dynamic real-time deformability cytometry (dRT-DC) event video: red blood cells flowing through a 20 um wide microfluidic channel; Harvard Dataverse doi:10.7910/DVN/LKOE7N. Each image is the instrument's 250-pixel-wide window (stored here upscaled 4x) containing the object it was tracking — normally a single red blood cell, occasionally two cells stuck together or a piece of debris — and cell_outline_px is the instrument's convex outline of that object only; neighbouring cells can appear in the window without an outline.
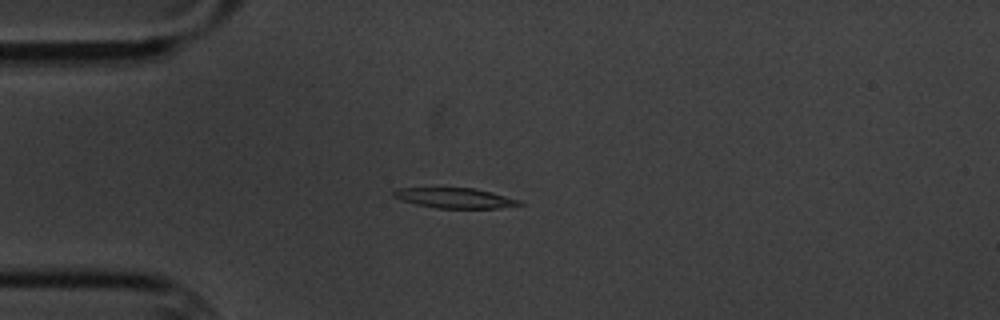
{"species": "common noctule bat (a hibernating species)", "species_latin": "Nyctalus noctula", "temperature_condition": "cold", "stored_images_in_passage": 5, "camera_frame_rate_fps": 3000, "um_per_image_px": 0.085, "animal": {"sex": "male", "body_mass_g": 20.1, "forearm_length_mm": 53.5}, "frame": {"image": 1, "passage_image": 4, "time_ms": 3.333, "image_size_px": [1000, 320], "cell_outline_px": [[524, 204], [496, 208], [436, 208], [416, 204], [392, 196], [392, 192], [396, 188], [472, 188], [492, 192], [520, 200]], "centroid_in_image_um": [38.66, 16.83], "position_along_channel_um": 46.3, "area_um2": 14.62}}